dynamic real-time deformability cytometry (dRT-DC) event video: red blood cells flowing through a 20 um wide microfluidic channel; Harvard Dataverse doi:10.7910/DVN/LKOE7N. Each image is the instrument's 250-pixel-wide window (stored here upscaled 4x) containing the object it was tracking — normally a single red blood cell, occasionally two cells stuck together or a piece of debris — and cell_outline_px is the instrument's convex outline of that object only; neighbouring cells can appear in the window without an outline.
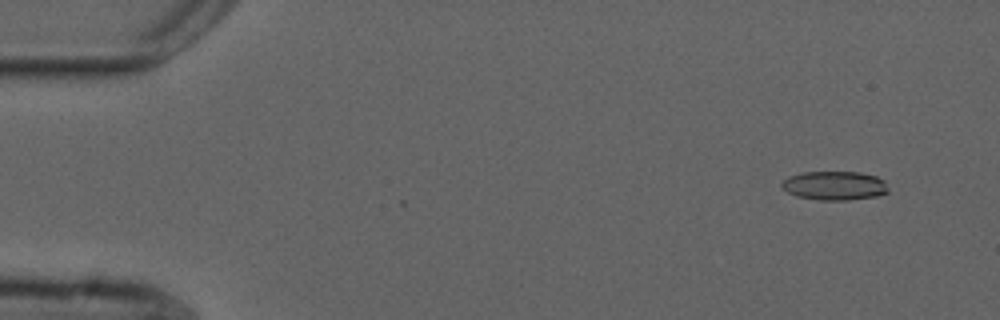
{"species": "common noctule bat (a hibernating species)", "species_latin": "Nyctalus noctula", "temperature_condition": "cold", "stored_images_in_passage": 53, "camera_frame_rate_fps": 3000, "um_per_image_px": 0.085, "animal": {"sex": "male", "forearm_length_mm": 52.5}, "frame": {"image": 1, "passage_image": 4, "time_ms": 1.0, "image_size_px": [1000, 320], "cell_outline_px": [[888, 192], [876, 196], [848, 200], [820, 200], [796, 196], [788, 192], [780, 184], [788, 176], [804, 172], [860, 172], [876, 176], [884, 180], [888, 188]], "centroid_in_image_um": [70.95, 15.77], "position_along_channel_um": 14.1, "area_um2": 17.92}}
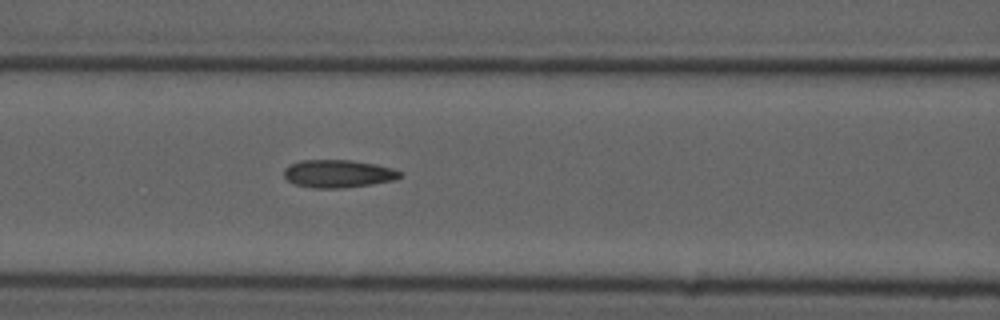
{"frame": {"image": 2, "passage_image": 23, "time_ms": 7.333, "image_size_px": [1000, 320], "cell_outline_px": [[404, 176], [396, 180], [372, 184], [340, 188], [312, 188], [296, 184], [288, 180], [284, 176], [284, 168], [288, 164], [300, 160], [352, 160], [376, 164], [392, 168], [400, 172]], "centroid_in_image_um": [28.75, 14.76], "position_along_channel_um": 137.9, "area_um2": 18.96}}
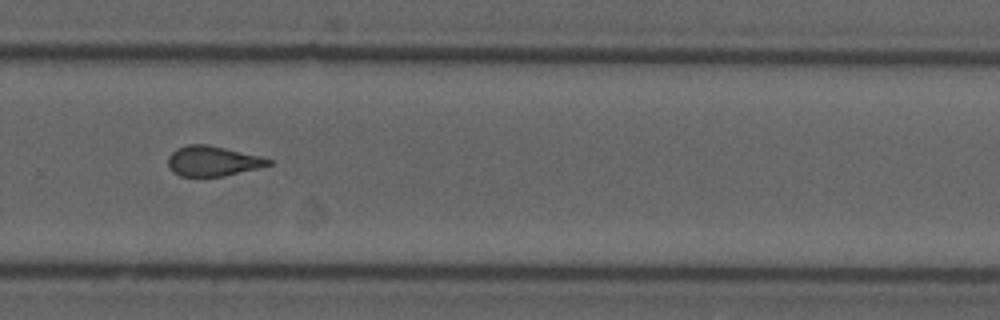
{"frame": {"image": 3, "passage_image": 37, "time_ms": 12.0, "image_size_px": [1000, 320], "cell_outline_px": [[272, 164], [260, 168], [224, 176], [180, 176], [172, 172], [168, 164], [168, 156], [176, 148], [188, 144], [208, 144], [260, 156], [272, 160]], "centroid_in_image_um": [18.07, 13.69], "position_along_channel_um": 311.7, "area_um2": 17.69}}